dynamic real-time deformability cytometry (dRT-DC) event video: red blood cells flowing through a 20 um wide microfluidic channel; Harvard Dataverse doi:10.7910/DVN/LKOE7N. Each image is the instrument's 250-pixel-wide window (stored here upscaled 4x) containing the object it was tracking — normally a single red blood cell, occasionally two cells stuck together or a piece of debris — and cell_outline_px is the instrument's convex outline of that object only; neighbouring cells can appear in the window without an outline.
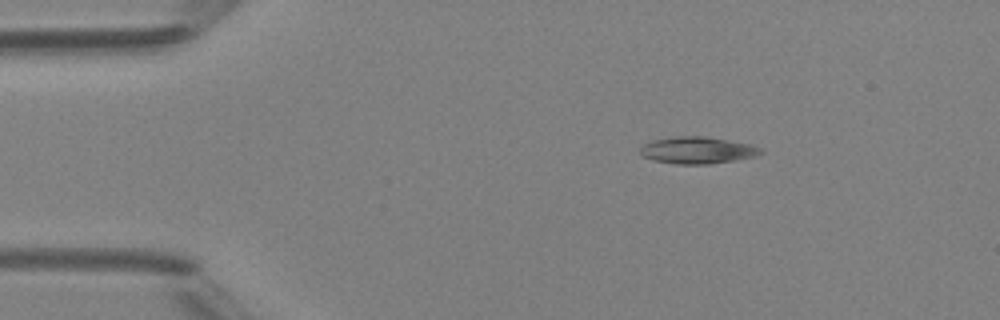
{"species": "Egyptian fruit bat (a non-hibernating species)", "species_latin": "Rousettus aegyptiacus", "temperature_condition": "room temperature", "stored_images_in_passage": 3, "camera_frame_rate_fps": 3000, "um_per_image_px": 0.085, "animal": {"sex": "female"}, "frame": {"image": 1, "passage_image": 1, "time_ms": 0.0, "image_size_px": [1000, 320], "cell_outline_px": [[764, 152], [756, 156], [736, 160], [708, 164], [676, 164], [652, 160], [640, 156], [640, 148], [644, 144], [652, 140], [676, 136], [704, 136], [728, 140], [748, 144], [760, 148]], "centroid_in_image_um": [59.24, 12.77], "position_along_channel_um": 25.8, "area_um2": 18.9}}